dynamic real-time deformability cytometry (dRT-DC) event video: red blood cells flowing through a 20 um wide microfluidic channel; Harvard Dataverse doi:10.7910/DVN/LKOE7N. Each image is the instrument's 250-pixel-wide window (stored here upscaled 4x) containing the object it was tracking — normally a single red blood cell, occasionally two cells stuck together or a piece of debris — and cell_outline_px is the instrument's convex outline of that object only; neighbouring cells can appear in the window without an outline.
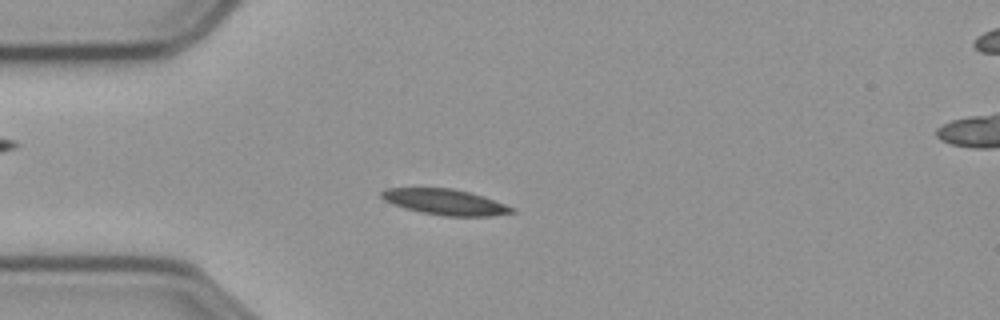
{"species": "common noctule bat (a hibernating species)", "species_latin": "Nyctalus noctula", "temperature_condition": "cold", "stored_images_in_passage": 56, "camera_frame_rate_fps": 3000, "um_per_image_px": 0.085, "animal": {"sex": "male", "body_mass_g": 23.1, "forearm_length_mm": 52.7}, "frame": {"image": 1, "passage_image": 14, "time_ms": 4.333, "image_size_px": [1000, 320], "cell_outline_px": [[516, 212], [492, 216], [444, 216], [420, 212], [404, 208], [392, 204], [384, 200], [380, 196], [380, 192], [384, 188], [452, 188], [484, 196], [516, 208]], "centroid_in_image_um": [37.84, 17.17], "position_along_channel_um": 47.2, "area_um2": 19.71}}
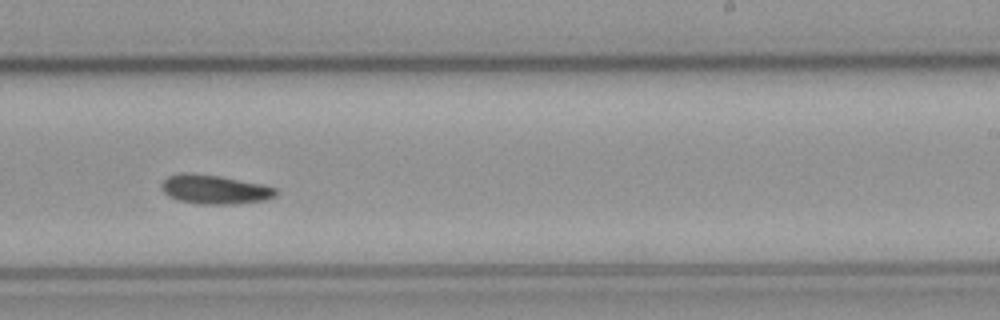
{"frame": {"image": 2, "passage_image": 34, "time_ms": 11.0, "image_size_px": [1000, 320], "cell_outline_px": [[280, 192], [276, 196], [264, 200], [236, 204], [200, 204], [180, 200], [168, 196], [160, 188], [160, 184], [168, 176], [180, 172], [192, 172], [220, 176], [264, 184], [276, 188]], "centroid_in_image_um": [18.26, 16.09], "position_along_channel_um": 270.7, "area_um2": 19.71}}
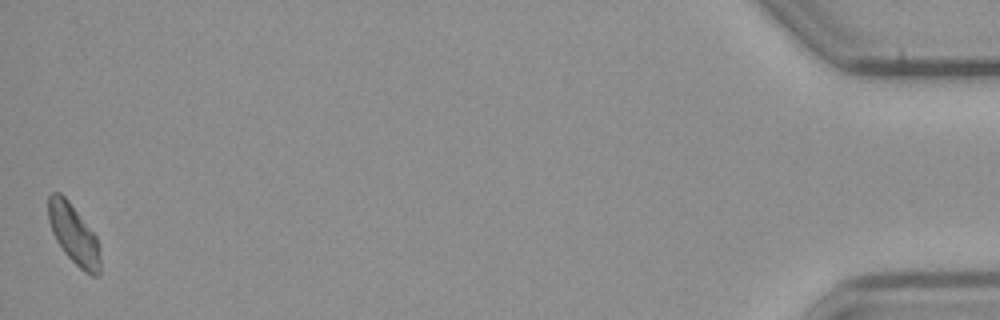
{"frame": {"image": 3, "passage_image": 56, "time_ms": 18.333, "image_size_px": [1000, 320], "cell_outline_px": [[100, 276], [92, 276], [84, 272], [64, 252], [56, 240], [52, 232], [48, 220], [48, 196], [52, 192], [60, 192], [68, 200], [96, 236], [100, 244]], "centroid_in_image_um": [6.28, 19.93], "position_along_channel_um": 428.9, "area_um2": 18.15}}